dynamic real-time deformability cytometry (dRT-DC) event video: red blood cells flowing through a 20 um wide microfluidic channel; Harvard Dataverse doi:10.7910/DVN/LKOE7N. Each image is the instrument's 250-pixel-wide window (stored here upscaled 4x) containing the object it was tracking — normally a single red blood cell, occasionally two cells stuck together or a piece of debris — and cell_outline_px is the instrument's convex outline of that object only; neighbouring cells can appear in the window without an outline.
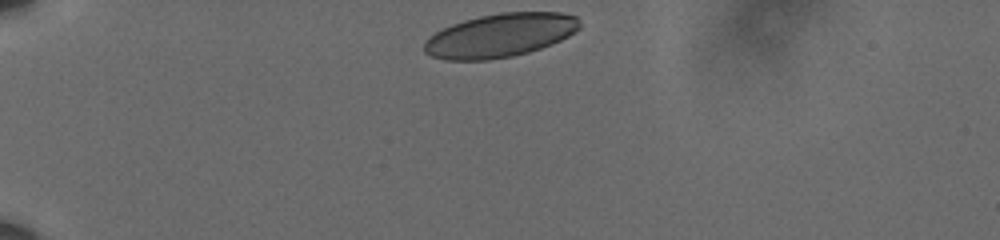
{"species": "human", "species_latin": "Homo sapiens", "temperature_condition": "cold", "stored_images_in_passage": 45, "camera_frame_rate_fps": 3000, "um_per_image_px": 0.085, "donor": {"sex": "male"}, "frame": {"image": 1, "passage_image": 1, "time_ms": 0.0, "image_size_px": [1000, 240], "cell_outline_px": [[580, 28], [568, 36], [552, 44], [528, 52], [512, 56], [488, 60], [444, 60], [432, 56], [424, 52], [424, 40], [428, 36], [452, 24], [464, 20], [480, 16], [500, 12], [560, 12], [576, 16], [580, 20]], "centroid_in_image_um": [42.5, 3.0], "position_along_channel_um": 42.5, "area_um2": 39.59}}
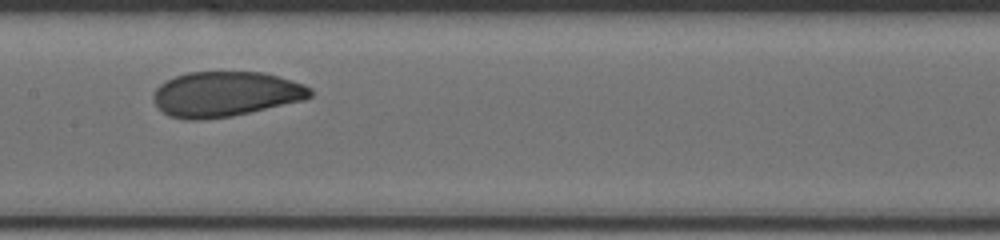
{"frame": {"image": 2, "passage_image": 18, "time_ms": 5.667, "image_size_px": [1000, 240], "cell_outline_px": [[312, 96], [304, 100], [232, 116], [204, 120], [188, 120], [168, 116], [156, 104], [152, 96], [156, 88], [160, 84], [176, 76], [188, 72], [264, 72], [280, 76], [304, 84], [312, 88]], "centroid_in_image_um": [19.19, 8.0], "position_along_channel_um": 188.2, "area_um2": 41.33}}
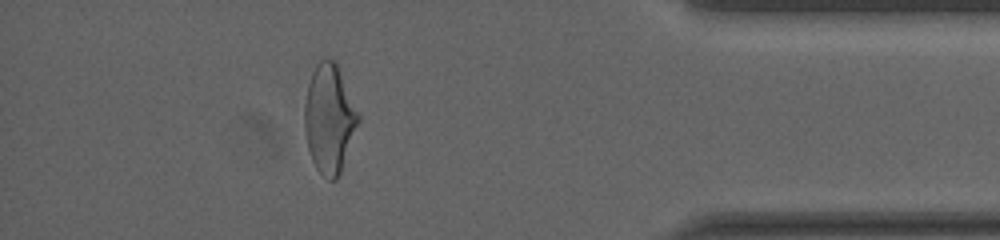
{"frame": {"image": 3, "passage_image": 39, "time_ms": 12.667, "image_size_px": [1000, 240], "cell_outline_px": [[360, 120], [340, 172], [336, 180], [328, 180], [316, 168], [312, 160], [308, 148], [304, 128], [304, 104], [308, 84], [312, 72], [316, 64], [320, 60], [332, 60], [336, 64], [360, 116]], "centroid_in_image_um": [27.97, 10.11], "position_along_channel_um": 407.2, "area_um2": 33.52}, "authors_computed_cell_mechanics": {"area_um2": 36.1828, "velocity_mm_per_s": 3.6006, "shape_relaxation_time_tau1_ms": 6.4443, "shape_relaxation_time_tau2_ms": 1.7141, "deformation_change_tau1": 0.1556, "deformation_change_tau2": 0.0861}}